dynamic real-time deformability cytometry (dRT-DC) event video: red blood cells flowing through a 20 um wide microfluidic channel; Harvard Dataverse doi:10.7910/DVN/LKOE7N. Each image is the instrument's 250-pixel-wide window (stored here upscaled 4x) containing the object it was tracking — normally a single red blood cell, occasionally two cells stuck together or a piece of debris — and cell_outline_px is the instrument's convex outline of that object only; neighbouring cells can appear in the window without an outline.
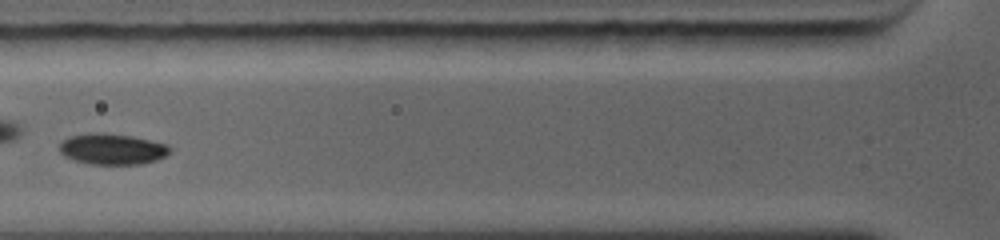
{"species": "common noctule bat (a hibernating species)", "species_latin": "Nyctalus noctula", "temperature_condition": "warm", "stored_images_in_passage": 9, "camera_frame_rate_fps": 5000, "um_per_image_px": 0.085, "animal": {"sex": "female", "body_mass_g": 19.0, "forearm_length_mm": 56.7}, "frame": {"image": 1, "passage_image": 7, "time_ms": 4.0, "image_size_px": [1000, 240], "cell_outline_px": [[168, 152], [164, 156], [156, 160], [140, 164], [92, 164], [76, 160], [64, 156], [60, 152], [60, 144], [64, 140], [72, 136], [96, 132], [100, 132], [128, 136], [148, 140], [164, 144], [168, 148]], "centroid_in_image_um": [9.49, 12.68], "position_along_channel_um": 116.3, "area_um2": 19.25}}